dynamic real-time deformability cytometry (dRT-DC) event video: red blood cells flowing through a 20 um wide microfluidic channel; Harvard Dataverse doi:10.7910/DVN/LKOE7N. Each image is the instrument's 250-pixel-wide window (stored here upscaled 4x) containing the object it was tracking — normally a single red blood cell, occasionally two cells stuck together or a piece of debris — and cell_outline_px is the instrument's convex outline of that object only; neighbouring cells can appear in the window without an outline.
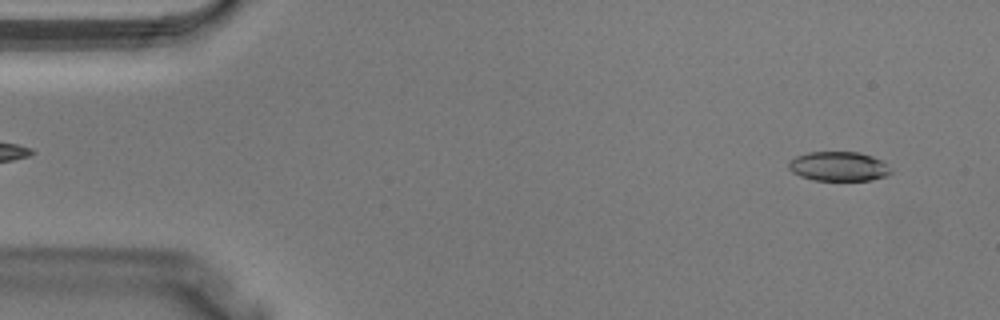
{"species": "Egyptian fruit bat (a non-hibernating species)", "species_latin": "Rousettus aegyptiacus", "temperature_condition": "warm", "stored_images_in_passage": 38, "camera_frame_rate_fps": 3000, "um_per_image_px": 0.085, "animal": {"sex": "male"}, "frame": {"image": 1, "passage_image": 2, "time_ms": 0.333, "image_size_px": [1000, 320], "cell_outline_px": [[892, 172], [884, 176], [872, 180], [812, 180], [800, 176], [792, 172], [788, 168], [788, 160], [796, 156], [808, 152], [860, 152], [884, 160]], "centroid_in_image_um": [71.26, 14.13], "position_along_channel_um": 13.7, "area_um2": 17.69}}
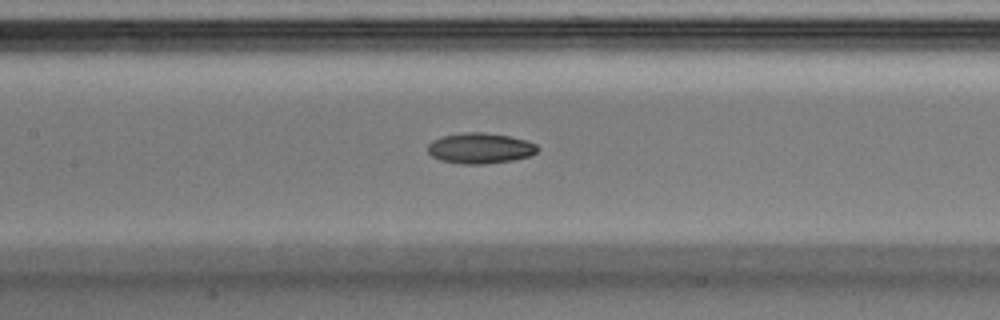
{"frame": {"image": 2, "passage_image": 17, "time_ms": 5.333, "image_size_px": [1000, 320], "cell_outline_px": [[540, 148], [536, 152], [528, 156], [512, 160], [484, 164], [460, 164], [440, 160], [432, 156], [428, 152], [428, 144], [432, 140], [444, 136], [464, 132], [484, 132], [508, 136], [524, 140], [536, 144]], "centroid_in_image_um": [40.79, 12.6], "position_along_channel_um": 166.6, "area_um2": 19.48}}
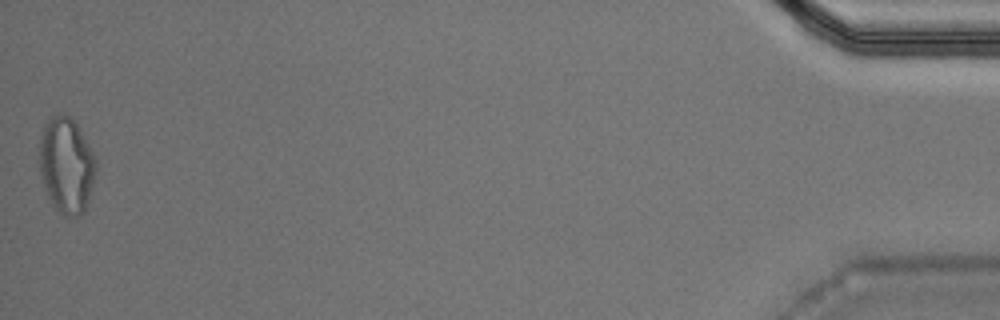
{"frame": {"image": 3, "passage_image": 38, "time_ms": 12.333, "image_size_px": [1000, 320], "cell_outline_px": [[96, 168], [88, 200], [84, 212], [76, 216], [64, 216], [48, 200], [44, 188], [40, 172], [40, 136], [44, 124], [48, 116], [68, 116], [76, 124], [92, 152], [96, 160]], "centroid_in_image_um": [5.61, 14.07], "position_along_channel_um": 429.6, "area_um2": 31.15}}